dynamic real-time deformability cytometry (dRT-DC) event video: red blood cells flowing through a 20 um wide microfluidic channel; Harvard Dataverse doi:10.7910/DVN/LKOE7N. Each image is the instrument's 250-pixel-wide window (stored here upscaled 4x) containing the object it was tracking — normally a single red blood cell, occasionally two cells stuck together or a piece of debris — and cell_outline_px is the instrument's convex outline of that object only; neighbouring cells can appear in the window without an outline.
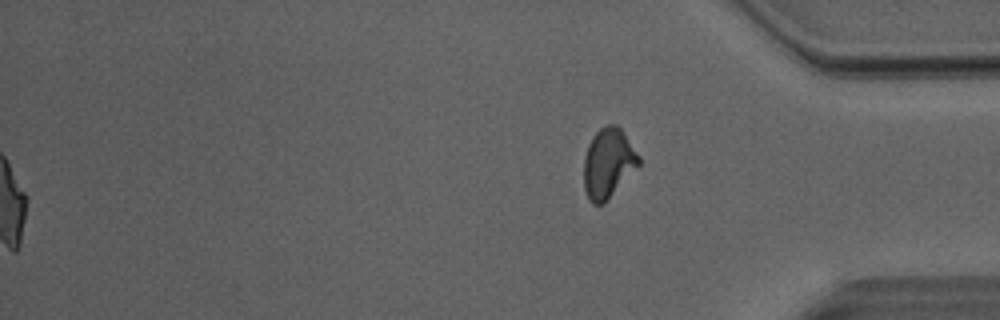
{"species": "Egyptian fruit bat (a non-hibernating species)", "species_latin": "Rousettus aegyptiacus", "temperature_condition": "room temperature", "stored_images_in_passage": 52, "segment_of_instrument_passage": [2, 2], "camera_frame_rate_fps": 3000, "um_per_image_px": 0.085, "animal": {"sex": "male"}, "frame": {"image": 1, "passage_image": 52, "time_ms": 17.0, "image_size_px": [1000, 320], "cell_outline_px": [[640, 164], [604, 204], [592, 204], [588, 200], [584, 188], [584, 156], [588, 144], [592, 136], [604, 124], [616, 124], [624, 132], [640, 156]], "centroid_in_image_um": [51.69, 13.86], "position_along_channel_um": 383.5, "area_um2": 22.54}}